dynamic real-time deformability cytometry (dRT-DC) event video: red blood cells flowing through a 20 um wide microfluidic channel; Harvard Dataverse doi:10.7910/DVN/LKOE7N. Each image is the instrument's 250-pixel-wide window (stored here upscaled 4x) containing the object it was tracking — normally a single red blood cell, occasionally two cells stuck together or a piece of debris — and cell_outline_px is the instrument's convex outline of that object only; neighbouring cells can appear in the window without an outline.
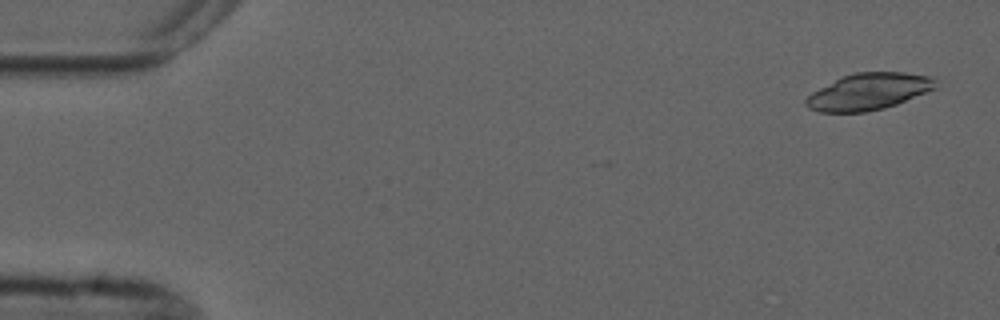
{"species": "common noctule bat (a hibernating species)", "species_latin": "Nyctalus noctula", "temperature_condition": "cold", "stored_images_in_passage": 4, "camera_frame_rate_fps": 3000, "um_per_image_px": 0.085, "animal": {"sex": "male", "forearm_length_mm": 52.5}, "frame": {"image": 1, "passage_image": 1, "time_ms": 0.0, "image_size_px": [1000, 320], "cell_outline_px": [[936, 88], [896, 104], [884, 108], [864, 112], [820, 112], [808, 108], [804, 104], [804, 100], [812, 92], [844, 76], [856, 72], [904, 72], [928, 76], [936, 80]], "centroid_in_image_um": [73.82, 7.79], "position_along_channel_um": 11.2, "area_um2": 27.34}}